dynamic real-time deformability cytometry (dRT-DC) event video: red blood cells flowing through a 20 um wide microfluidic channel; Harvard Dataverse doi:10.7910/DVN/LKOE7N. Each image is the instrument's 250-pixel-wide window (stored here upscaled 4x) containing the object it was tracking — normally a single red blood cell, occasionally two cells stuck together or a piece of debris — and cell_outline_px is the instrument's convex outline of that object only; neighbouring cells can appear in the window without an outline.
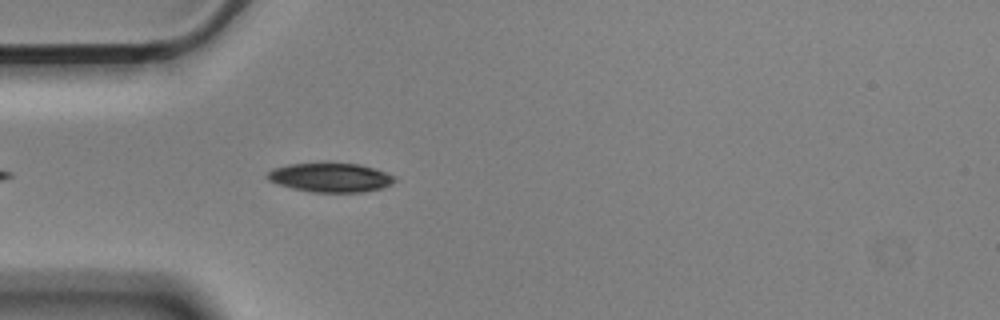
{"species": "Egyptian fruit bat (a non-hibernating species)", "species_latin": "Rousettus aegyptiacus", "temperature_condition": "cold", "stored_images_in_passage": 28, "camera_frame_rate_fps": 3000, "um_per_image_px": 0.085, "animal": {"sex": "male"}, "frame": {"image": 1, "passage_image": 4, "time_ms": 1.0, "image_size_px": [1000, 320], "cell_outline_px": [[396, 180], [392, 184], [384, 188], [364, 192], [312, 192], [292, 188], [268, 180], [264, 176], [272, 168], [288, 164], [324, 160], [328, 160], [360, 164], [396, 176]], "centroid_in_image_um": [28.07, 15.04], "position_along_channel_um": 56.9, "area_um2": 22.54}}
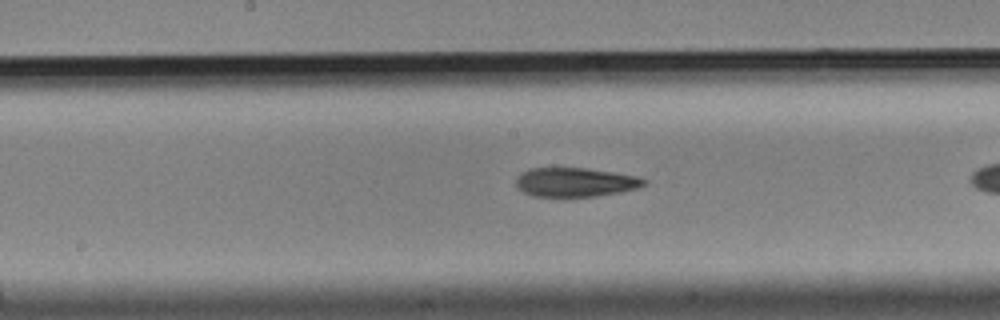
{"frame": {"image": 2, "passage_image": 13, "time_ms": 4.0, "image_size_px": [1000, 320], "cell_outline_px": [[648, 180], [644, 184], [636, 188], [620, 192], [596, 196], [532, 196], [516, 188], [516, 176], [520, 172], [528, 168], [588, 168], [636, 176]], "centroid_in_image_um": [48.84, 15.48], "position_along_channel_um": 199.4, "area_um2": 21.68}}
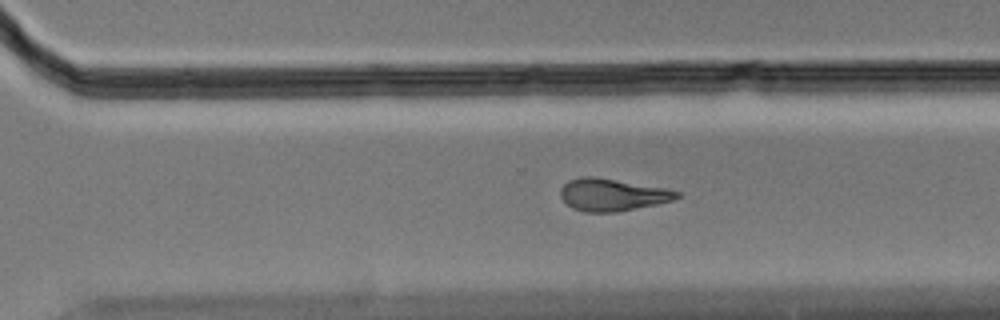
{"frame": {"image": 3, "passage_image": 23, "time_ms": 7.333, "image_size_px": [1000, 320], "cell_outline_px": [[680, 196], [672, 200], [656, 204], [616, 212], [584, 212], [572, 208], [560, 196], [560, 188], [568, 180], [580, 176], [592, 176], [668, 188], [680, 192]], "centroid_in_image_um": [52.03, 16.54], "position_along_channel_um": 318.6, "area_um2": 21.91}}